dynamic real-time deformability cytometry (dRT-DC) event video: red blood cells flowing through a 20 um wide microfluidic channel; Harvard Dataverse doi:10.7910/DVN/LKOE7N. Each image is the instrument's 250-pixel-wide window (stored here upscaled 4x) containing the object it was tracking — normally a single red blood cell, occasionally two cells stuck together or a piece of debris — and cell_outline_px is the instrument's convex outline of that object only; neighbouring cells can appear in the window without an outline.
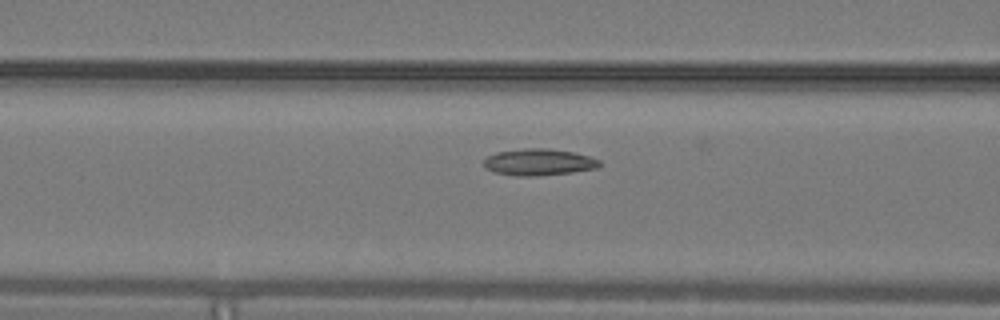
{"species": "common noctule bat (a hibernating species)", "species_latin": "Nyctalus noctula", "temperature_condition": "warm", "stored_images_in_passage": 17, "camera_frame_rate_fps": 3000, "um_per_image_px": 0.085, "animal": {"sex": "male", "body_mass_g": 19.2, "forearm_length_mm": 51.8}, "frame": {"image": 1, "passage_image": 15, "time_ms": 4.667, "image_size_px": [1000, 320], "cell_outline_px": [[600, 164], [596, 168], [572, 172], [536, 176], [516, 176], [492, 172], [484, 168], [484, 160], [488, 156], [496, 152], [524, 148], [548, 148], [572, 152], [588, 156], [600, 160]], "centroid_in_image_um": [45.75, 13.78], "position_along_channel_um": 120.9, "area_um2": 17.98}}